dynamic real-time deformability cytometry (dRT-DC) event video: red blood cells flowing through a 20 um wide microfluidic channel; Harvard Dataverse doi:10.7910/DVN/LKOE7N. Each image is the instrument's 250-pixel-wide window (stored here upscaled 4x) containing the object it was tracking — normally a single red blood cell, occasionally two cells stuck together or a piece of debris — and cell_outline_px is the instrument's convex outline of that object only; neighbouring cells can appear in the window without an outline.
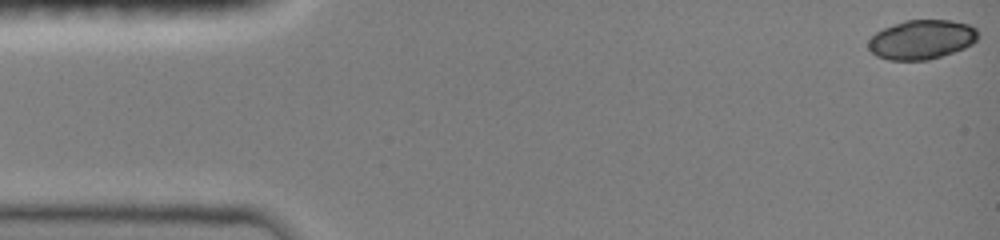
{"species": "common noctule bat (a hibernating species)", "species_latin": "Nyctalus noctula", "temperature_condition": "room temperature", "stored_images_in_passage": 46, "camera_frame_rate_fps": 3000, "um_per_image_px": 0.085, "animal": {"sex": "female", "body_mass_g": 19.0, "forearm_length_mm": 51.5}, "frame": {"image": 1, "passage_image": 1, "time_ms": 0.0, "image_size_px": [1000, 240], "cell_outline_px": [[980, 36], [972, 44], [964, 48], [928, 60], [888, 60], [876, 56], [868, 48], [868, 40], [876, 32], [884, 28], [904, 20], [952, 20], [968, 24], [976, 28]], "centroid_in_image_um": [78.34, 3.36], "position_along_channel_um": 6.7, "area_um2": 25.2}}
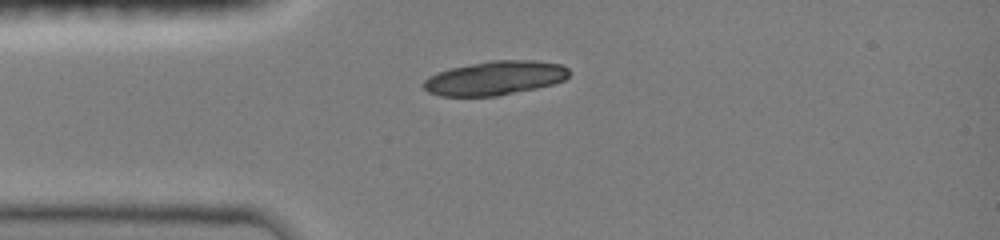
{"frame": {"image": 2, "passage_image": 12, "time_ms": 3.667, "image_size_px": [1000, 240], "cell_outline_px": [[568, 76], [564, 80], [552, 84], [536, 88], [496, 96], [440, 96], [428, 92], [420, 84], [428, 76], [452, 68], [488, 60], [532, 60], [560, 64], [568, 68]], "centroid_in_image_um": [42.04, 6.63], "position_along_channel_um": 43.0, "area_um2": 28.78}}